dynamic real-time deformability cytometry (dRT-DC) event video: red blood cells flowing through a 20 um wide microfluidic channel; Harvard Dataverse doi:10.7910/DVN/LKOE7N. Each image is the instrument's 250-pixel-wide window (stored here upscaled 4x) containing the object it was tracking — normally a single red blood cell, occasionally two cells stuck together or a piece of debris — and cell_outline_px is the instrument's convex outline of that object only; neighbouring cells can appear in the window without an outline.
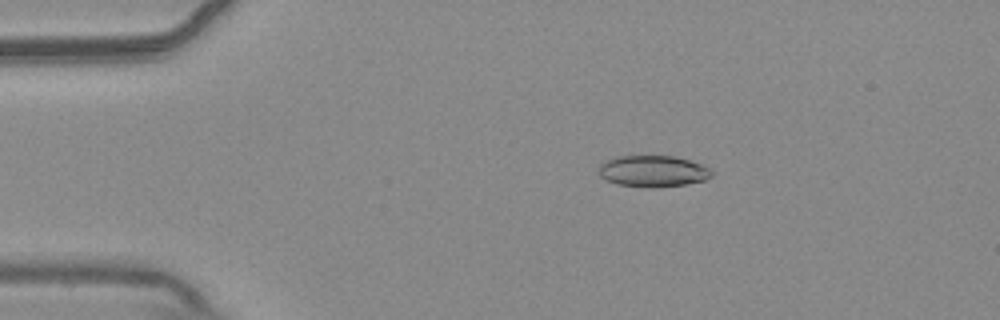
{"species": "common noctule bat (a hibernating species)", "species_latin": "Nyctalus noctula", "temperature_condition": "warm", "stored_images_in_passage": 45, "camera_frame_rate_fps": 3000, "um_per_image_px": 0.085, "animal": {"sex": "male", "body_mass_g": 20.4}, "frame": {"image": 1, "passage_image": 1, "time_ms": 0.0, "image_size_px": [1000, 320], "cell_outline_px": [[716, 172], [712, 176], [704, 180], [684, 184], [656, 188], [648, 188], [616, 184], [600, 176], [596, 172], [596, 168], [604, 160], [616, 156], [676, 156], [704, 164]], "centroid_in_image_um": [55.5, 14.54], "position_along_channel_um": 29.5, "area_um2": 21.21}}
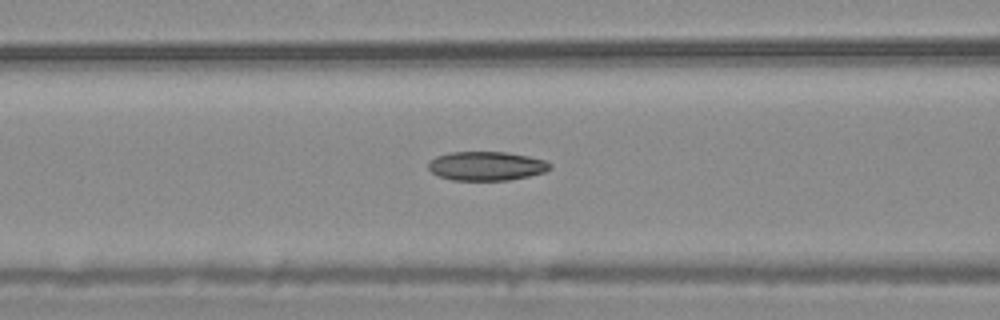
{"frame": {"image": 2, "passage_image": 13, "time_ms": 4.0, "image_size_px": [1000, 320], "cell_outline_px": [[552, 168], [544, 172], [528, 176], [508, 180], [452, 180], [440, 176], [432, 172], [428, 168], [428, 164], [436, 156], [448, 152], [504, 152], [528, 156], [544, 160], [552, 164]], "centroid_in_image_um": [41.35, 14.11], "position_along_channel_um": 125.2, "area_um2": 20.46}}
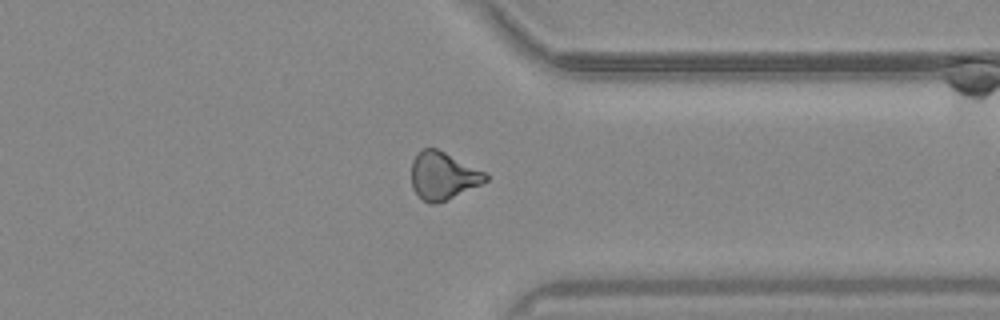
{"frame": {"image": 3, "passage_image": 33, "time_ms": 10.667, "image_size_px": [1000, 320], "cell_outline_px": [[488, 180], [480, 184], [436, 204], [428, 204], [412, 188], [412, 160], [424, 148], [436, 148], [484, 172], [488, 176]], "centroid_in_image_um": [37.63, 14.95], "position_along_channel_um": 373.8, "area_um2": 19.94}, "authors_computed_cell_mechanics": {"area_um2": 20.4612, "velocity_mm_per_s": 3.7715, "shape_relaxation_time_tau1_ms": null, "shape_relaxation_time_tau2_ms": 4.4309, "deformation_change_tau1": null, "deformation_change_tau2": 0.0985}}